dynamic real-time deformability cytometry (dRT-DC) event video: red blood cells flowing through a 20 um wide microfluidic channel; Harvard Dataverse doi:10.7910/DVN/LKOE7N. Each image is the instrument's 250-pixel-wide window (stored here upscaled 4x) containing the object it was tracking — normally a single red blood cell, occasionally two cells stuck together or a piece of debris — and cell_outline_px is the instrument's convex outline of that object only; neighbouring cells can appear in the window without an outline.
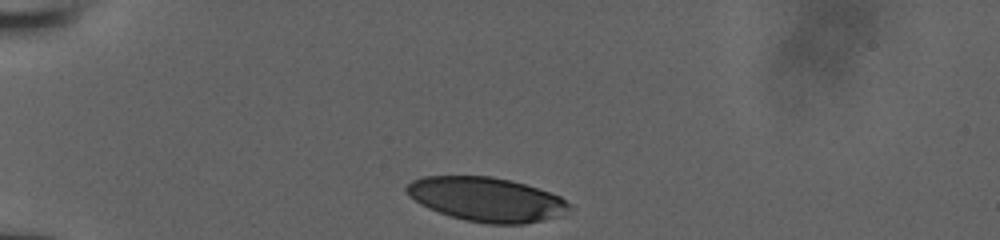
{"species": "human", "species_latin": "Homo sapiens", "temperature_condition": "room temperature", "stored_images_in_passage": 31, "camera_frame_rate_fps": 3000, "um_per_image_px": 0.085, "donor": {"sex": "male"}, "frame": {"image": 1, "passage_image": 1, "time_ms": 0.0, "image_size_px": [1000, 240], "cell_outline_px": [[576, 208], [560, 216], [544, 220], [524, 224], [488, 224], [464, 220], [428, 208], [420, 204], [408, 196], [404, 188], [412, 180], [424, 176], [492, 176], [524, 184], [560, 196]], "centroid_in_image_um": [41.37, 16.95], "position_along_channel_um": 43.6, "area_um2": 42.08}}
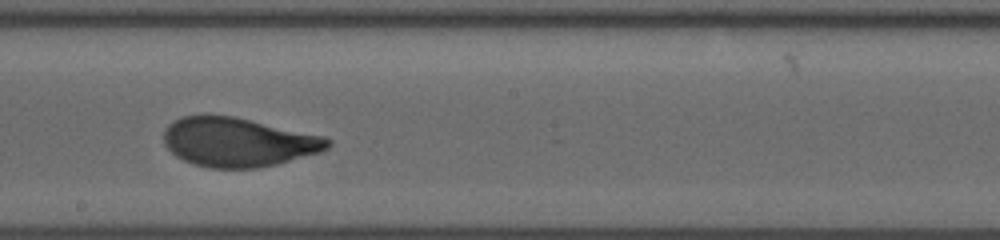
{"frame": {"image": 2, "passage_image": 18, "time_ms": 5.667, "image_size_px": [1000, 240], "cell_outline_px": [[332, 144], [328, 148], [320, 152], [276, 164], [256, 168], [208, 168], [192, 164], [176, 156], [164, 144], [164, 128], [168, 124], [184, 116], [232, 116], [324, 136], [332, 140]], "centroid_in_image_um": [20.24, 12.09], "position_along_channel_um": 228.0, "area_um2": 46.59}}
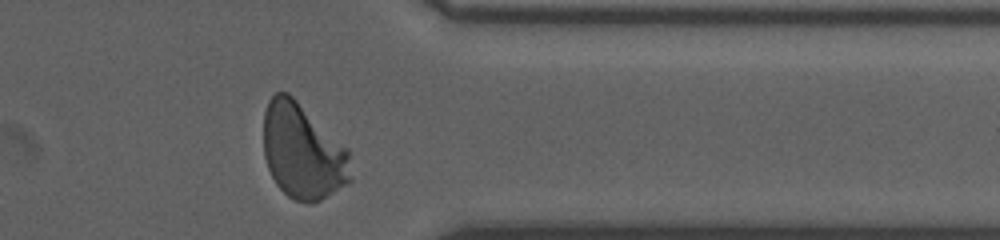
{"frame": {"image": 3, "passage_image": 30, "time_ms": 9.667, "image_size_px": [1000, 240], "cell_outline_px": [[352, 180], [348, 184], [320, 200], [308, 204], [296, 200], [288, 196], [276, 184], [268, 168], [264, 156], [264, 112], [268, 100], [276, 92], [288, 92], [348, 148], [352, 176]], "centroid_in_image_um": [25.74, 12.88], "position_along_channel_um": 385.7, "area_um2": 48.61}}